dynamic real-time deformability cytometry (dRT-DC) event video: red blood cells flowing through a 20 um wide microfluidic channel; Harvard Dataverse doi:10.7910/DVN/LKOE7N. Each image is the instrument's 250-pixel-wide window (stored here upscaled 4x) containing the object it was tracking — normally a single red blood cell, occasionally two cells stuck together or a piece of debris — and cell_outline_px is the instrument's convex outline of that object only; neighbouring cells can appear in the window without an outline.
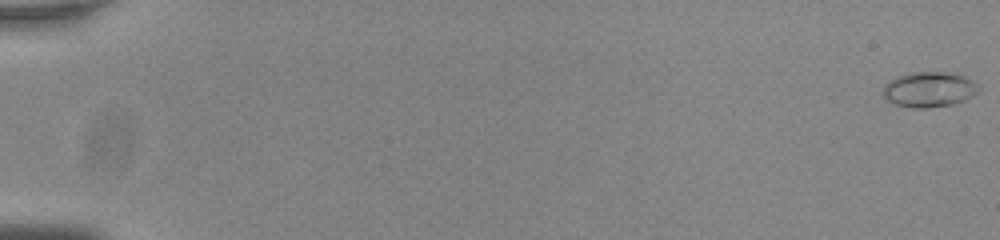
{"species": "common noctule bat (a hibernating species)", "species_latin": "Nyctalus noctula", "temperature_condition": "room temperature", "stored_images_in_passage": 56, "camera_frame_rate_fps": 3000, "um_per_image_px": 0.085, "animal": {"sex": "male", "body_mass_g": 20.0, "forearm_length_mm": 53.3}, "frame": {"image": 1, "passage_image": 1, "time_ms": 0.0, "image_size_px": [1000, 240], "cell_outline_px": [[980, 92], [964, 100], [952, 104], [928, 108], [912, 108], [896, 104], [888, 100], [884, 96], [884, 84], [888, 80], [896, 76], [912, 72], [956, 72], [972, 80], [980, 88]], "centroid_in_image_um": [78.99, 7.59], "position_along_channel_um": 6.0, "area_um2": 19.83}}
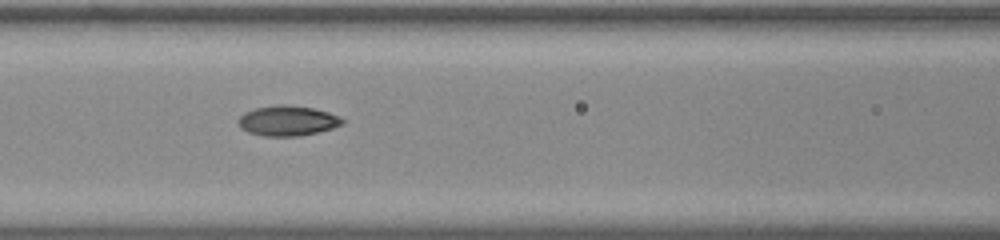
{"frame": {"image": 2, "passage_image": 27, "time_ms": 8.667, "image_size_px": [1000, 240], "cell_outline_px": [[344, 124], [332, 128], [300, 136], [264, 136], [248, 132], [240, 128], [236, 120], [244, 112], [256, 108], [280, 104], [284, 104], [312, 108], [328, 112], [340, 116], [344, 120]], "centroid_in_image_um": [24.42, 10.26], "position_along_channel_um": 142.2, "area_um2": 18.32}}
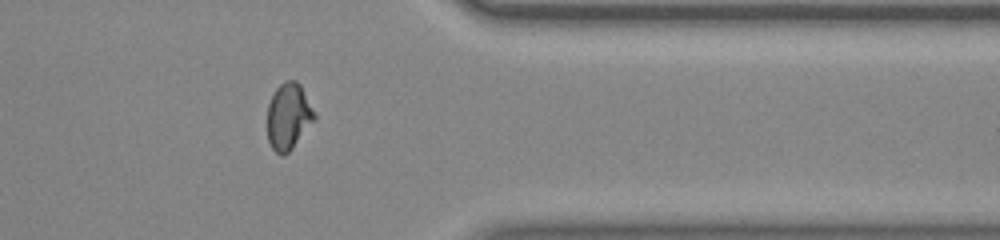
{"frame": {"image": 3, "passage_image": 47, "time_ms": 15.333, "image_size_px": [1000, 240], "cell_outline_px": [[316, 120], [292, 148], [284, 156], [276, 152], [272, 148], [268, 140], [268, 104], [276, 88], [284, 80], [296, 80], [300, 84], [316, 112]], "centroid_in_image_um": [24.55, 9.88], "position_along_channel_um": 386.8, "area_um2": 18.38}, "authors_computed_cell_mechanics": {"area_um2": 17.8024, "velocity_mm_per_s": 3.805, "shape_relaxation_time_tau1_ms": 7.1899, "shape_relaxation_time_tau2_ms": 1.3531, "deformation_change_tau1": 0.2078, "deformation_change_tau2": 0.061}}